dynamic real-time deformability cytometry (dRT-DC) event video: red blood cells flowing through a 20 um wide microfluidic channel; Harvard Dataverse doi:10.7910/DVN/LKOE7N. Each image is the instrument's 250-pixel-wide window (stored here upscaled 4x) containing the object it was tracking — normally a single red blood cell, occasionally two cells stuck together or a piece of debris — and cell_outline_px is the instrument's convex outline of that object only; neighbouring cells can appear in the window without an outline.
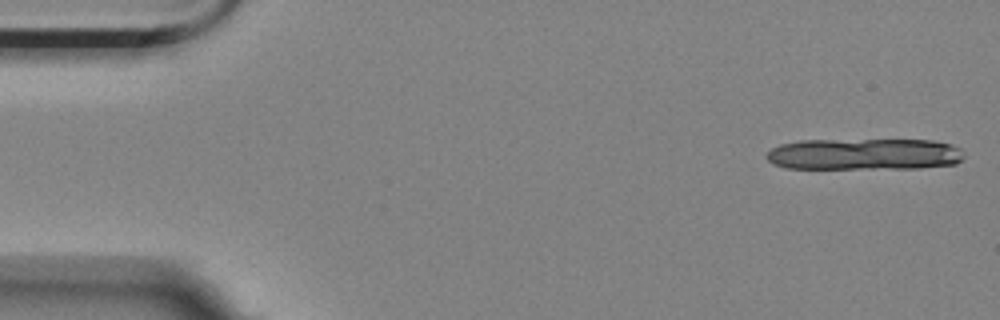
{"species": "Egyptian fruit bat (a non-hibernating species)", "species_latin": "Rousettus aegyptiacus", "temperature_condition": "room temperature", "stored_images_in_passage": 11, "camera_frame_rate_fps": 3000, "um_per_image_px": 0.085, "animal": {"sex": "female"}, "frame": {"image": 1, "passage_image": 1, "time_ms": 0.0, "image_size_px": [1000, 320], "cell_outline_px": [[964, 156], [956, 164], [920, 168], [784, 168], [772, 164], [764, 156], [772, 148], [780, 144], [800, 140], [932, 140], [952, 144], [960, 148]], "centroid_in_image_um": [73.45, 13.1], "position_along_channel_um": 11.6, "area_um2": 36.53}}